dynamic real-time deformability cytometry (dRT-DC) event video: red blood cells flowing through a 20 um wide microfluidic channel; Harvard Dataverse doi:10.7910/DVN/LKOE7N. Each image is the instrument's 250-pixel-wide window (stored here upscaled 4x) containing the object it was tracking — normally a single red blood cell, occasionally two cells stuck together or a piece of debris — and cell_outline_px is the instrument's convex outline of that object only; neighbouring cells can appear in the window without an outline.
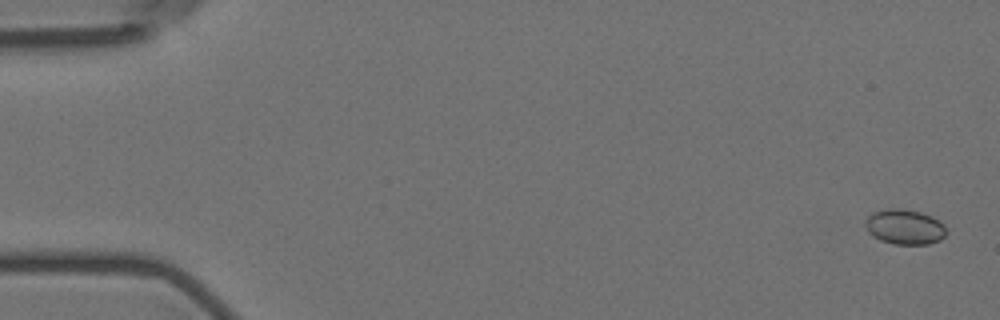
{"species": "Egyptian fruit bat (a non-hibernating species)", "species_latin": "Rousettus aegyptiacus", "temperature_condition": "room temperature", "stored_images_in_passage": 5, "camera_frame_rate_fps": 3000, "um_per_image_px": 0.085, "animal": {"sex": "female"}, "frame": {"image": 1, "passage_image": 1, "time_ms": 0.0, "image_size_px": [1000, 320], "cell_outline_px": [[944, 236], [940, 240], [928, 244], [892, 244], [880, 240], [872, 236], [868, 232], [864, 224], [864, 220], [872, 212], [888, 208], [904, 208], [920, 212], [932, 216], [944, 224]], "centroid_in_image_um": [76.85, 19.27], "position_along_channel_um": 8.2, "area_um2": 16.7}}
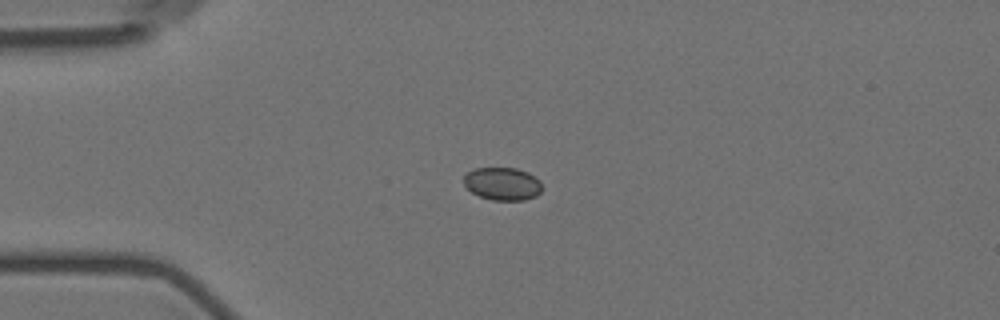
{"frame": {"image": 2, "passage_image": 4, "time_ms": 4.333, "image_size_px": [1000, 320], "cell_outline_px": [[544, 188], [536, 196], [524, 200], [492, 200], [480, 196], [472, 192], [464, 184], [464, 176], [468, 172], [476, 168], [516, 168], [528, 172], [540, 180]], "centroid_in_image_um": [42.75, 15.62], "position_along_channel_um": 42.2, "area_um2": 15.03}}